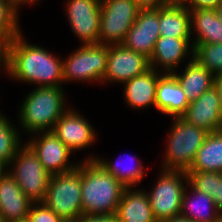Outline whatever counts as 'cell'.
Instances as JSON below:
<instances>
[{
	"label": "cell",
	"instance_id": "44dd1931",
	"mask_svg": "<svg viewBox=\"0 0 222 222\" xmlns=\"http://www.w3.org/2000/svg\"><path fill=\"white\" fill-rule=\"evenodd\" d=\"M186 93L189 103L196 101L204 92L214 87V75L193 57L181 75L171 72Z\"/></svg>",
	"mask_w": 222,
	"mask_h": 222
},
{
	"label": "cell",
	"instance_id": "8d00e7d4",
	"mask_svg": "<svg viewBox=\"0 0 222 222\" xmlns=\"http://www.w3.org/2000/svg\"><path fill=\"white\" fill-rule=\"evenodd\" d=\"M190 0H166L168 6H186Z\"/></svg>",
	"mask_w": 222,
	"mask_h": 222
},
{
	"label": "cell",
	"instance_id": "60d3db41",
	"mask_svg": "<svg viewBox=\"0 0 222 222\" xmlns=\"http://www.w3.org/2000/svg\"><path fill=\"white\" fill-rule=\"evenodd\" d=\"M7 166L0 160V176L5 172Z\"/></svg>",
	"mask_w": 222,
	"mask_h": 222
},
{
	"label": "cell",
	"instance_id": "1f68e13d",
	"mask_svg": "<svg viewBox=\"0 0 222 222\" xmlns=\"http://www.w3.org/2000/svg\"><path fill=\"white\" fill-rule=\"evenodd\" d=\"M222 0H190L185 6L189 11L195 9H215Z\"/></svg>",
	"mask_w": 222,
	"mask_h": 222
},
{
	"label": "cell",
	"instance_id": "f1b7e54d",
	"mask_svg": "<svg viewBox=\"0 0 222 222\" xmlns=\"http://www.w3.org/2000/svg\"><path fill=\"white\" fill-rule=\"evenodd\" d=\"M193 58L214 76L222 73V43L192 45Z\"/></svg>",
	"mask_w": 222,
	"mask_h": 222
},
{
	"label": "cell",
	"instance_id": "52a82bcc",
	"mask_svg": "<svg viewBox=\"0 0 222 222\" xmlns=\"http://www.w3.org/2000/svg\"><path fill=\"white\" fill-rule=\"evenodd\" d=\"M159 180L147 196L157 222L180 216L182 197L188 183L187 171L162 170ZM185 185V186H184Z\"/></svg>",
	"mask_w": 222,
	"mask_h": 222
},
{
	"label": "cell",
	"instance_id": "d590c367",
	"mask_svg": "<svg viewBox=\"0 0 222 222\" xmlns=\"http://www.w3.org/2000/svg\"><path fill=\"white\" fill-rule=\"evenodd\" d=\"M214 88L217 90L220 107L222 111V73L215 75L214 77Z\"/></svg>",
	"mask_w": 222,
	"mask_h": 222
},
{
	"label": "cell",
	"instance_id": "d4e9b609",
	"mask_svg": "<svg viewBox=\"0 0 222 222\" xmlns=\"http://www.w3.org/2000/svg\"><path fill=\"white\" fill-rule=\"evenodd\" d=\"M188 171L222 173V130L208 133Z\"/></svg>",
	"mask_w": 222,
	"mask_h": 222
},
{
	"label": "cell",
	"instance_id": "f546056e",
	"mask_svg": "<svg viewBox=\"0 0 222 222\" xmlns=\"http://www.w3.org/2000/svg\"><path fill=\"white\" fill-rule=\"evenodd\" d=\"M17 18V8L9 1L0 0V33L9 41L22 32Z\"/></svg>",
	"mask_w": 222,
	"mask_h": 222
},
{
	"label": "cell",
	"instance_id": "74e56055",
	"mask_svg": "<svg viewBox=\"0 0 222 222\" xmlns=\"http://www.w3.org/2000/svg\"><path fill=\"white\" fill-rule=\"evenodd\" d=\"M162 222H193L192 220H188L187 218H184L182 216L173 217L171 219L162 221Z\"/></svg>",
	"mask_w": 222,
	"mask_h": 222
},
{
	"label": "cell",
	"instance_id": "ac0fdd59",
	"mask_svg": "<svg viewBox=\"0 0 222 222\" xmlns=\"http://www.w3.org/2000/svg\"><path fill=\"white\" fill-rule=\"evenodd\" d=\"M156 108L174 117H181L188 105L186 93L171 73H163L156 87Z\"/></svg>",
	"mask_w": 222,
	"mask_h": 222
},
{
	"label": "cell",
	"instance_id": "3957f363",
	"mask_svg": "<svg viewBox=\"0 0 222 222\" xmlns=\"http://www.w3.org/2000/svg\"><path fill=\"white\" fill-rule=\"evenodd\" d=\"M66 108L62 86H37L20 107L19 125L32 134L52 131L57 120L68 110Z\"/></svg>",
	"mask_w": 222,
	"mask_h": 222
},
{
	"label": "cell",
	"instance_id": "e0dca14e",
	"mask_svg": "<svg viewBox=\"0 0 222 222\" xmlns=\"http://www.w3.org/2000/svg\"><path fill=\"white\" fill-rule=\"evenodd\" d=\"M191 40V38L160 36L149 58L150 68L156 70L160 66L163 71L165 70L164 73L175 71L188 54L193 56V47H190Z\"/></svg>",
	"mask_w": 222,
	"mask_h": 222
},
{
	"label": "cell",
	"instance_id": "b9f144b4",
	"mask_svg": "<svg viewBox=\"0 0 222 222\" xmlns=\"http://www.w3.org/2000/svg\"><path fill=\"white\" fill-rule=\"evenodd\" d=\"M19 1H20L22 4L25 5L26 3H27V4H28V3H29V4H31V3H32V4H33V3H36V1L38 2L39 0H19Z\"/></svg>",
	"mask_w": 222,
	"mask_h": 222
},
{
	"label": "cell",
	"instance_id": "ba28073f",
	"mask_svg": "<svg viewBox=\"0 0 222 222\" xmlns=\"http://www.w3.org/2000/svg\"><path fill=\"white\" fill-rule=\"evenodd\" d=\"M139 11L134 0H101L99 44H122Z\"/></svg>",
	"mask_w": 222,
	"mask_h": 222
},
{
	"label": "cell",
	"instance_id": "cb8c5ba5",
	"mask_svg": "<svg viewBox=\"0 0 222 222\" xmlns=\"http://www.w3.org/2000/svg\"><path fill=\"white\" fill-rule=\"evenodd\" d=\"M187 185L190 186L193 191L192 195L194 198L192 199L188 196L189 192L186 190L188 189ZM187 185L182 197L180 216L192 220L193 222H214L220 212L215 207L211 196L199 192L189 183Z\"/></svg>",
	"mask_w": 222,
	"mask_h": 222
},
{
	"label": "cell",
	"instance_id": "d6a6232c",
	"mask_svg": "<svg viewBox=\"0 0 222 222\" xmlns=\"http://www.w3.org/2000/svg\"><path fill=\"white\" fill-rule=\"evenodd\" d=\"M9 40L0 33V67H4L8 73V58H9Z\"/></svg>",
	"mask_w": 222,
	"mask_h": 222
},
{
	"label": "cell",
	"instance_id": "7a4b0ae2",
	"mask_svg": "<svg viewBox=\"0 0 222 222\" xmlns=\"http://www.w3.org/2000/svg\"><path fill=\"white\" fill-rule=\"evenodd\" d=\"M83 214H116L124 187L99 162H81Z\"/></svg>",
	"mask_w": 222,
	"mask_h": 222
},
{
	"label": "cell",
	"instance_id": "603a6c76",
	"mask_svg": "<svg viewBox=\"0 0 222 222\" xmlns=\"http://www.w3.org/2000/svg\"><path fill=\"white\" fill-rule=\"evenodd\" d=\"M159 34L173 38H191L190 11L185 6L160 7Z\"/></svg>",
	"mask_w": 222,
	"mask_h": 222
},
{
	"label": "cell",
	"instance_id": "e575fe53",
	"mask_svg": "<svg viewBox=\"0 0 222 222\" xmlns=\"http://www.w3.org/2000/svg\"><path fill=\"white\" fill-rule=\"evenodd\" d=\"M140 9H157L166 6V0H134Z\"/></svg>",
	"mask_w": 222,
	"mask_h": 222
},
{
	"label": "cell",
	"instance_id": "484cf974",
	"mask_svg": "<svg viewBox=\"0 0 222 222\" xmlns=\"http://www.w3.org/2000/svg\"><path fill=\"white\" fill-rule=\"evenodd\" d=\"M188 183L199 192L213 199L215 207L222 213V173L187 171Z\"/></svg>",
	"mask_w": 222,
	"mask_h": 222
},
{
	"label": "cell",
	"instance_id": "8992f818",
	"mask_svg": "<svg viewBox=\"0 0 222 222\" xmlns=\"http://www.w3.org/2000/svg\"><path fill=\"white\" fill-rule=\"evenodd\" d=\"M8 166H13L9 172L29 200L33 203L43 202L51 175L26 143L18 149Z\"/></svg>",
	"mask_w": 222,
	"mask_h": 222
},
{
	"label": "cell",
	"instance_id": "836d02e7",
	"mask_svg": "<svg viewBox=\"0 0 222 222\" xmlns=\"http://www.w3.org/2000/svg\"><path fill=\"white\" fill-rule=\"evenodd\" d=\"M80 222H117L115 214H83Z\"/></svg>",
	"mask_w": 222,
	"mask_h": 222
},
{
	"label": "cell",
	"instance_id": "7402d4cb",
	"mask_svg": "<svg viewBox=\"0 0 222 222\" xmlns=\"http://www.w3.org/2000/svg\"><path fill=\"white\" fill-rule=\"evenodd\" d=\"M190 26L196 33L192 45L222 43V21L215 9H195L190 11Z\"/></svg>",
	"mask_w": 222,
	"mask_h": 222
},
{
	"label": "cell",
	"instance_id": "f35d334b",
	"mask_svg": "<svg viewBox=\"0 0 222 222\" xmlns=\"http://www.w3.org/2000/svg\"><path fill=\"white\" fill-rule=\"evenodd\" d=\"M215 11L219 17V19L222 21V1L218 4V6L215 8Z\"/></svg>",
	"mask_w": 222,
	"mask_h": 222
},
{
	"label": "cell",
	"instance_id": "277c9868",
	"mask_svg": "<svg viewBox=\"0 0 222 222\" xmlns=\"http://www.w3.org/2000/svg\"><path fill=\"white\" fill-rule=\"evenodd\" d=\"M173 122L162 169L188 171L208 132L181 117H174Z\"/></svg>",
	"mask_w": 222,
	"mask_h": 222
},
{
	"label": "cell",
	"instance_id": "4316f807",
	"mask_svg": "<svg viewBox=\"0 0 222 222\" xmlns=\"http://www.w3.org/2000/svg\"><path fill=\"white\" fill-rule=\"evenodd\" d=\"M135 157L136 156L132 157V161L136 159ZM94 159H96L108 173L113 175L126 188H132V186L136 185V183H140L144 175L147 174V172H145L144 166L141 165V163L135 164L134 166L130 165L129 167L124 168L120 165V163L104 161V159H101L100 157L98 158L95 156H89V158H85V160Z\"/></svg>",
	"mask_w": 222,
	"mask_h": 222
},
{
	"label": "cell",
	"instance_id": "5bb4252c",
	"mask_svg": "<svg viewBox=\"0 0 222 222\" xmlns=\"http://www.w3.org/2000/svg\"><path fill=\"white\" fill-rule=\"evenodd\" d=\"M74 109H68L54 124L52 132L72 151L87 148L95 141L92 125Z\"/></svg>",
	"mask_w": 222,
	"mask_h": 222
},
{
	"label": "cell",
	"instance_id": "8fae6325",
	"mask_svg": "<svg viewBox=\"0 0 222 222\" xmlns=\"http://www.w3.org/2000/svg\"><path fill=\"white\" fill-rule=\"evenodd\" d=\"M67 18L83 44H99L101 0H68Z\"/></svg>",
	"mask_w": 222,
	"mask_h": 222
},
{
	"label": "cell",
	"instance_id": "6da1fadb",
	"mask_svg": "<svg viewBox=\"0 0 222 222\" xmlns=\"http://www.w3.org/2000/svg\"><path fill=\"white\" fill-rule=\"evenodd\" d=\"M21 34L9 42L7 75L39 87H61L63 61L42 46L27 43Z\"/></svg>",
	"mask_w": 222,
	"mask_h": 222
},
{
	"label": "cell",
	"instance_id": "ab89813d",
	"mask_svg": "<svg viewBox=\"0 0 222 222\" xmlns=\"http://www.w3.org/2000/svg\"><path fill=\"white\" fill-rule=\"evenodd\" d=\"M5 1L11 2L18 10L20 9L19 5H23L19 0H5Z\"/></svg>",
	"mask_w": 222,
	"mask_h": 222
},
{
	"label": "cell",
	"instance_id": "30bf717a",
	"mask_svg": "<svg viewBox=\"0 0 222 222\" xmlns=\"http://www.w3.org/2000/svg\"><path fill=\"white\" fill-rule=\"evenodd\" d=\"M37 132L27 145L34 151L45 170L50 175L68 173L77 168L78 164H69L72 151L52 132ZM39 134V137L37 136Z\"/></svg>",
	"mask_w": 222,
	"mask_h": 222
},
{
	"label": "cell",
	"instance_id": "ffe728a7",
	"mask_svg": "<svg viewBox=\"0 0 222 222\" xmlns=\"http://www.w3.org/2000/svg\"><path fill=\"white\" fill-rule=\"evenodd\" d=\"M133 190V191H132ZM125 188L116 211L117 222H157L147 192Z\"/></svg>",
	"mask_w": 222,
	"mask_h": 222
},
{
	"label": "cell",
	"instance_id": "7c38bea8",
	"mask_svg": "<svg viewBox=\"0 0 222 222\" xmlns=\"http://www.w3.org/2000/svg\"><path fill=\"white\" fill-rule=\"evenodd\" d=\"M149 69V59L143 54L126 49L122 44L109 45L106 72L102 82L124 83Z\"/></svg>",
	"mask_w": 222,
	"mask_h": 222
},
{
	"label": "cell",
	"instance_id": "9a60e30c",
	"mask_svg": "<svg viewBox=\"0 0 222 222\" xmlns=\"http://www.w3.org/2000/svg\"><path fill=\"white\" fill-rule=\"evenodd\" d=\"M187 123L206 130L208 133L222 130V111L217 90L212 87L196 101L189 103L181 116Z\"/></svg>",
	"mask_w": 222,
	"mask_h": 222
},
{
	"label": "cell",
	"instance_id": "4dcf8cb0",
	"mask_svg": "<svg viewBox=\"0 0 222 222\" xmlns=\"http://www.w3.org/2000/svg\"><path fill=\"white\" fill-rule=\"evenodd\" d=\"M37 204V205H36ZM28 222H61L62 219L43 202L32 203L27 216Z\"/></svg>",
	"mask_w": 222,
	"mask_h": 222
},
{
	"label": "cell",
	"instance_id": "9c48e42d",
	"mask_svg": "<svg viewBox=\"0 0 222 222\" xmlns=\"http://www.w3.org/2000/svg\"><path fill=\"white\" fill-rule=\"evenodd\" d=\"M81 46L63 61V82L76 80L102 82L106 72L109 45Z\"/></svg>",
	"mask_w": 222,
	"mask_h": 222
},
{
	"label": "cell",
	"instance_id": "ee69618b",
	"mask_svg": "<svg viewBox=\"0 0 222 222\" xmlns=\"http://www.w3.org/2000/svg\"><path fill=\"white\" fill-rule=\"evenodd\" d=\"M61 222H80L79 218L78 219H66L62 220Z\"/></svg>",
	"mask_w": 222,
	"mask_h": 222
},
{
	"label": "cell",
	"instance_id": "4fadbf2b",
	"mask_svg": "<svg viewBox=\"0 0 222 222\" xmlns=\"http://www.w3.org/2000/svg\"><path fill=\"white\" fill-rule=\"evenodd\" d=\"M159 37V8L140 9L122 45L149 59Z\"/></svg>",
	"mask_w": 222,
	"mask_h": 222
},
{
	"label": "cell",
	"instance_id": "7bdbcfd3",
	"mask_svg": "<svg viewBox=\"0 0 222 222\" xmlns=\"http://www.w3.org/2000/svg\"><path fill=\"white\" fill-rule=\"evenodd\" d=\"M214 222H222V213H219Z\"/></svg>",
	"mask_w": 222,
	"mask_h": 222
},
{
	"label": "cell",
	"instance_id": "83f0119b",
	"mask_svg": "<svg viewBox=\"0 0 222 222\" xmlns=\"http://www.w3.org/2000/svg\"><path fill=\"white\" fill-rule=\"evenodd\" d=\"M16 129L9 119L0 114V160L7 166L6 169L22 146V139Z\"/></svg>",
	"mask_w": 222,
	"mask_h": 222
},
{
	"label": "cell",
	"instance_id": "d6986e66",
	"mask_svg": "<svg viewBox=\"0 0 222 222\" xmlns=\"http://www.w3.org/2000/svg\"><path fill=\"white\" fill-rule=\"evenodd\" d=\"M158 70L150 68L141 75L124 82V99L128 105L134 108H156V87L158 79L163 75Z\"/></svg>",
	"mask_w": 222,
	"mask_h": 222
},
{
	"label": "cell",
	"instance_id": "5b68a950",
	"mask_svg": "<svg viewBox=\"0 0 222 222\" xmlns=\"http://www.w3.org/2000/svg\"><path fill=\"white\" fill-rule=\"evenodd\" d=\"M81 162L76 169L51 175L43 203L62 220L78 219L83 215Z\"/></svg>",
	"mask_w": 222,
	"mask_h": 222
},
{
	"label": "cell",
	"instance_id": "2e32d148",
	"mask_svg": "<svg viewBox=\"0 0 222 222\" xmlns=\"http://www.w3.org/2000/svg\"><path fill=\"white\" fill-rule=\"evenodd\" d=\"M6 172L0 176V217L5 222L25 221L33 202L23 193L10 172Z\"/></svg>",
	"mask_w": 222,
	"mask_h": 222
}]
</instances>
